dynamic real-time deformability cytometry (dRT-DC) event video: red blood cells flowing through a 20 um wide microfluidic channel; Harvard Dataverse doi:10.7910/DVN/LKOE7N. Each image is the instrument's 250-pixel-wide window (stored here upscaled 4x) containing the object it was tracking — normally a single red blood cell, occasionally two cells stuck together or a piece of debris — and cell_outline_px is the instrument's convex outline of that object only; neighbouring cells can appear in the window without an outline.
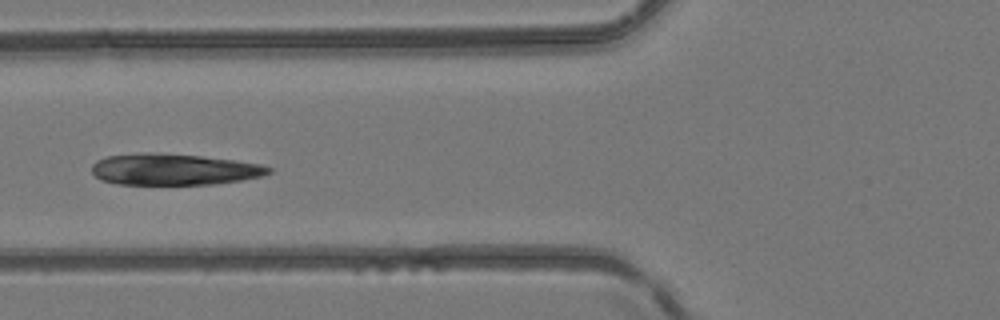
{"species": "common noctule bat (a hibernating species)", "species_latin": "Nyctalus noctula", "temperature_condition": "room temperature", "stored_images_in_passage": 5, "camera_frame_rate_fps": 3000, "um_per_image_px": 0.085, "animal": {"sex": "female", "body_mass_g": 24.6, "forearm_length_mm": 56.2}, "frame": {"image": 1, "passage_image": 5, "time_ms": 4.667, "image_size_px": [1000, 320], "cell_outline_px": [[272, 172], [260, 176], [240, 180], [212, 184], [116, 184], [100, 180], [92, 172], [92, 164], [96, 160], [108, 156], [140, 152], [156, 152], [200, 156], [232, 160], [260, 164], [272, 168]], "centroid_in_image_um": [14.72, 14.39], "position_along_channel_um": 111.1, "area_um2": 32.25}}